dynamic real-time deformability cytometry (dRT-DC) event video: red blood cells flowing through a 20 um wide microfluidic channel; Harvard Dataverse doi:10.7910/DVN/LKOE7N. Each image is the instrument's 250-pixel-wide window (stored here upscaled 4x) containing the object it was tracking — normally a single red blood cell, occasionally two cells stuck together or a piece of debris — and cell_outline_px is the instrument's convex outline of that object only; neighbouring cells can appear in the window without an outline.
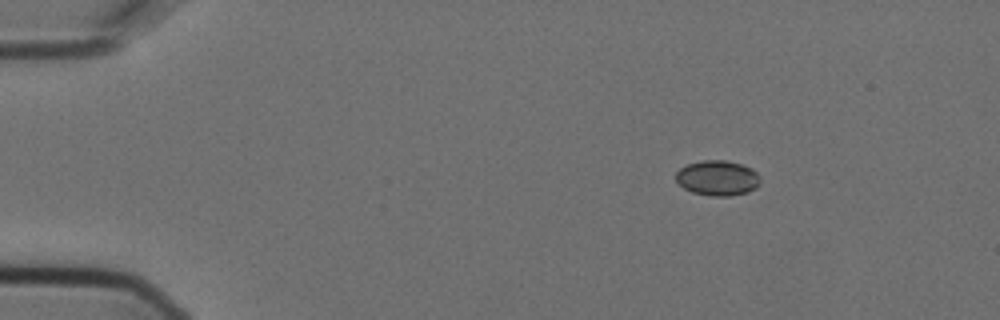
{"species": "Egyptian fruit bat (a non-hibernating species)", "species_latin": "Rousettus aegyptiacus", "temperature_condition": "cold", "stored_images_in_passage": 4, "camera_frame_rate_fps": 3000, "um_per_image_px": 0.085, "animal": {"sex": "female"}, "frame": {"image": 1, "passage_image": 1, "time_ms": 0.0, "image_size_px": [1000, 320], "cell_outline_px": [[760, 184], [756, 188], [748, 192], [728, 196], [712, 196], [692, 192], [684, 188], [676, 180], [676, 172], [680, 168], [688, 164], [704, 160], [724, 160], [740, 164], [752, 168], [760, 176]], "centroid_in_image_um": [61.01, 15.13], "position_along_channel_um": 24.0, "area_um2": 17.28}}